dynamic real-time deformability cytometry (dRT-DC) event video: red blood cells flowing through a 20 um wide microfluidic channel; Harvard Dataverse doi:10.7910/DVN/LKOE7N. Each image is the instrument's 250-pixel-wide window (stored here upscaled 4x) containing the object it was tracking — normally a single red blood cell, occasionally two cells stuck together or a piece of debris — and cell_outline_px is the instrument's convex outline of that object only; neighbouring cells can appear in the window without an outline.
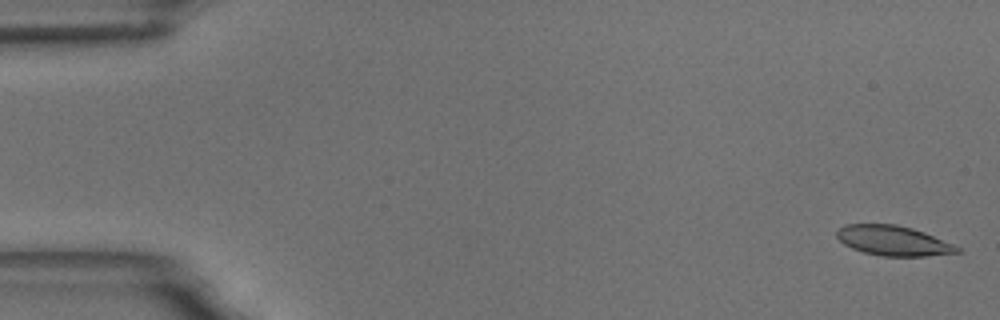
{"species": "common noctule bat (a hibernating species)", "species_latin": "Nyctalus noctula", "temperature_condition": "room temperature", "stored_images_in_passage": 16, "camera_frame_rate_fps": 3000, "um_per_image_px": 0.085, "animal": {"sex": "male", "body_mass_g": 18.8}, "frame": {"image": 1, "passage_image": 1, "time_ms": 0.0, "image_size_px": [1000, 320], "cell_outline_px": [[960, 252], [924, 256], [880, 256], [864, 252], [852, 248], [844, 244], [836, 236], [836, 232], [844, 224], [896, 224], [912, 228], [924, 232], [952, 244], [960, 248]], "centroid_in_image_um": [75.89, 20.45], "position_along_channel_um": 9.1, "area_um2": 20.81}}
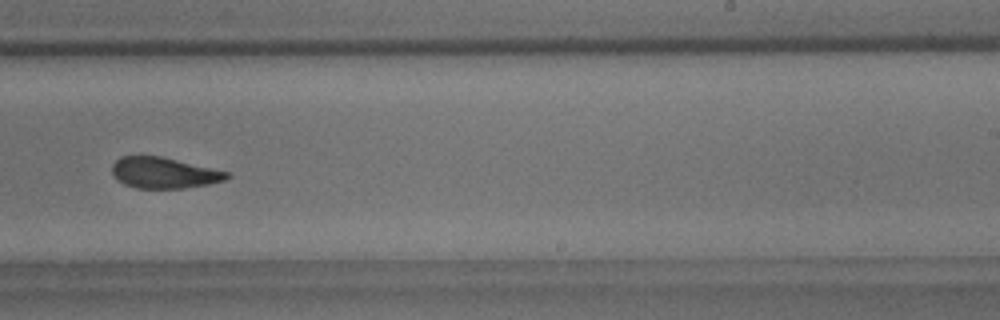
{"frame": {"image": 2, "passage_image": 10, "time_ms": 11.333, "image_size_px": [1000, 320], "cell_outline_px": [[232, 176], [224, 180], [208, 184], [184, 188], [136, 188], [124, 184], [116, 180], [112, 176], [112, 164], [120, 156], [160, 156], [228, 172]], "centroid_in_image_um": [13.88, 14.69], "position_along_channel_um": 275.1, "area_um2": 20.63}, "authors_computed_cell_mechanics": {"area_um2": 21.9062, "velocity_mm_per_s": 3.5841, "shape_relaxation_time_tau1_ms": null, "shape_relaxation_time_tau2_ms": 1.6979, "deformation_change_tau1": null, "deformation_change_tau2": 0.0754}}